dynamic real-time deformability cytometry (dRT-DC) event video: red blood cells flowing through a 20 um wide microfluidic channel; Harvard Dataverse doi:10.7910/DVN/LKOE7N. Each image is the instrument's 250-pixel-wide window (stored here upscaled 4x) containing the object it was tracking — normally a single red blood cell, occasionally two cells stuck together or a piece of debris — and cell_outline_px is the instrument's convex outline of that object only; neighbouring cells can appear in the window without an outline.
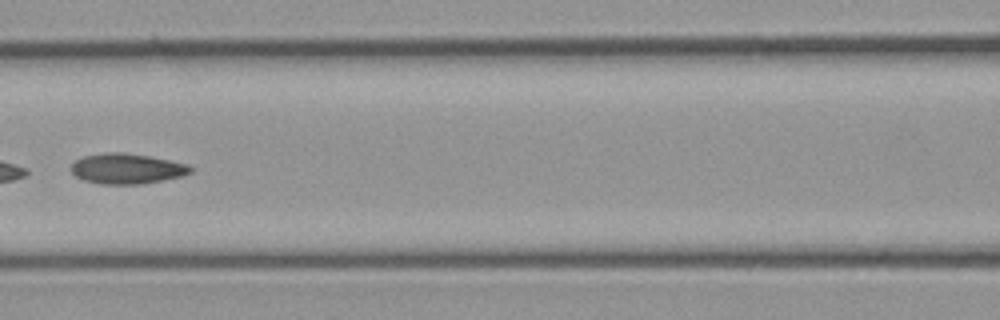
{"species": "common noctule bat (a hibernating species)", "species_latin": "Nyctalus noctula", "temperature_condition": "cold", "stored_images_in_passage": 8, "camera_frame_rate_fps": 3000, "um_per_image_px": 0.085, "animal": {"sex": "male", "body_mass_g": 23.1, "forearm_length_mm": 52.7}, "frame": {"image": 1, "passage_image": 7, "time_ms": 7.333, "image_size_px": [1000, 320], "cell_outline_px": [[192, 172], [180, 176], [140, 184], [100, 184], [84, 180], [76, 176], [68, 168], [76, 160], [84, 156], [104, 152], [124, 152], [148, 156], [188, 164], [192, 168]], "centroid_in_image_um": [10.73, 14.33], "position_along_channel_um": 155.9, "area_um2": 20.98}}
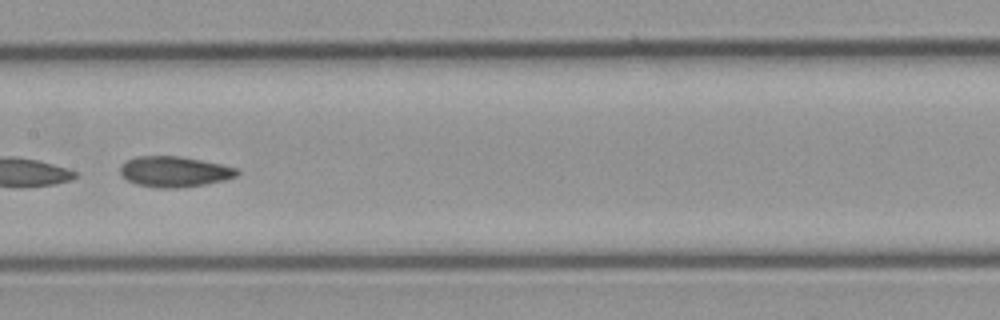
{"frame": {"image": 2, "passage_image": 8, "time_ms": 8.333, "image_size_px": [1000, 320], "cell_outline_px": [[240, 172], [236, 176], [224, 180], [204, 184], [176, 188], [156, 188], [136, 184], [128, 180], [120, 172], [120, 168], [128, 160], [136, 156], [180, 156], [240, 168]], "centroid_in_image_um": [14.85, 14.59], "position_along_channel_um": 192.5, "area_um2": 20.69}}